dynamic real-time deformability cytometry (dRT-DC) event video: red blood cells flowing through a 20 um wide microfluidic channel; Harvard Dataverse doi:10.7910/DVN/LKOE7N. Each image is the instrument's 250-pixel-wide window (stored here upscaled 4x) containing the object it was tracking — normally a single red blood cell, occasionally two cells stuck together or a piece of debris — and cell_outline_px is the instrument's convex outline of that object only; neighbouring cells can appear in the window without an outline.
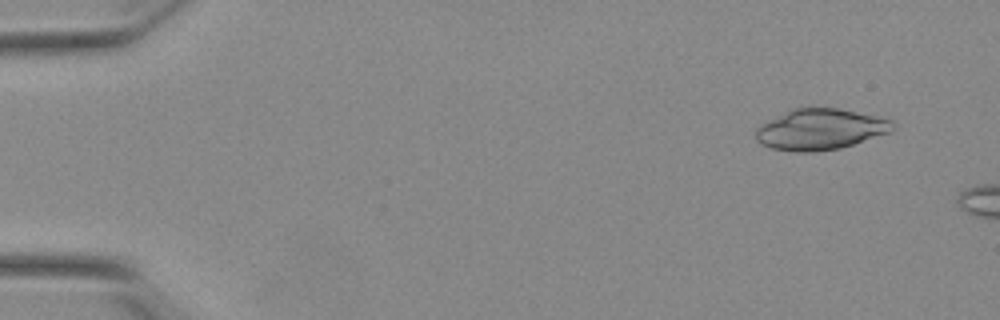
{"species": "Egyptian fruit bat (a non-hibernating species)", "species_latin": "Rousettus aegyptiacus", "temperature_condition": "warm", "stored_images_in_passage": 49, "camera_frame_rate_fps": 3000, "um_per_image_px": 0.085, "animal": {"sex": "female"}, "frame": {"image": 1, "passage_image": 4, "time_ms": 1.0, "image_size_px": [1000, 320], "cell_outline_px": [[892, 128], [888, 132], [840, 148], [812, 152], [796, 152], [772, 148], [760, 144], [756, 140], [756, 128], [792, 108], [836, 108], [892, 120]], "centroid_in_image_um": [69.66, 11.01], "position_along_channel_um": 15.3, "area_um2": 31.85}}